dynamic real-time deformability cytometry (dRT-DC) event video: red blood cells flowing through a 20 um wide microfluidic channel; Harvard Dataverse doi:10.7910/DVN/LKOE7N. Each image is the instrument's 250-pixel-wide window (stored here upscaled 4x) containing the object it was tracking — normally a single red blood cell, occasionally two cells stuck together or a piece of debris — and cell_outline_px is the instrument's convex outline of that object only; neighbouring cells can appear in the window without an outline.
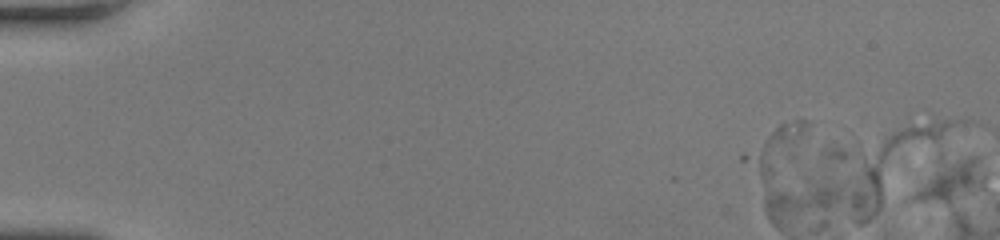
{"species": "human", "species_latin": "Homo sapiens", "temperature_condition": "room temperature", "stored_images_in_passage": 1, "camera_frame_rate_fps": 3000, "um_per_image_px": 0.085, "donor": {"sex": "female"}, "frame": {"image": 1, "passage_image": 1, "time_ms": 0.0, "image_size_px": [1000, 240], "cell_outline_px": [[984, 188], [948, 200], [944, 200], [916, 196], [916, 192], [940, 152], [976, 156], [980, 160], [984, 176]], "centroid_in_image_um": [80.94, 15.06], "position_along_channel_um": 4.1, "area_um2": 16.99}}